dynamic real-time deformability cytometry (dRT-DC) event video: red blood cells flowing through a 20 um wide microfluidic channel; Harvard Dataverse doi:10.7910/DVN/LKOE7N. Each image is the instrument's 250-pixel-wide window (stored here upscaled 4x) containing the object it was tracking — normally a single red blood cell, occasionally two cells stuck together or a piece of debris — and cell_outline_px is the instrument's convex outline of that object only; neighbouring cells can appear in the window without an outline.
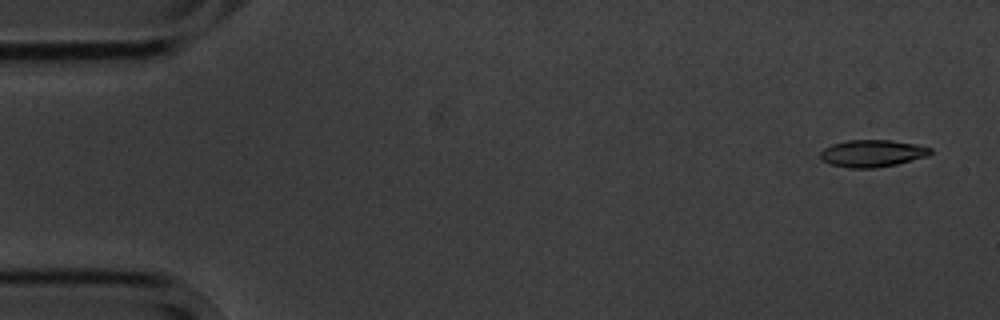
{"species": "common noctule bat (a hibernating species)", "species_latin": "Nyctalus noctula", "temperature_condition": "cold", "stored_images_in_passage": 5, "segment_of_instrument_passage": [1, 2], "camera_frame_rate_fps": 3000, "um_per_image_px": 0.085, "animal": {"sex": "male", "body_mass_g": 20.1, "forearm_length_mm": 53.5}, "frame": {"image": 1, "passage_image": 1, "time_ms": 0.0, "image_size_px": [1000, 320], "cell_outline_px": [[932, 152], [928, 156], [896, 164], [872, 168], [848, 168], [832, 164], [820, 160], [820, 152], [824, 148], [832, 144], [848, 140], [892, 140], [916, 144], [932, 148]], "centroid_in_image_um": [74.14, 13.03], "position_along_channel_um": 10.9, "area_um2": 17.4}}